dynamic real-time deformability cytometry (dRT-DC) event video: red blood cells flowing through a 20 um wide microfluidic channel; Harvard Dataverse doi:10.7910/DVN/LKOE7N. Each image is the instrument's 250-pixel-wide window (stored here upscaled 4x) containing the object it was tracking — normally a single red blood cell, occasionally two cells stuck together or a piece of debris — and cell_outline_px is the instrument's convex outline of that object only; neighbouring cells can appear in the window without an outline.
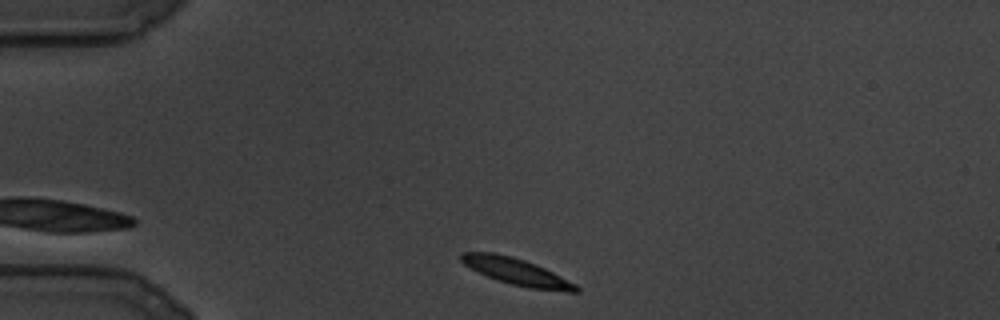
{"species": "common noctule bat (a hibernating species)", "species_latin": "Nyctalus noctula", "temperature_condition": "cold", "stored_images_in_passage": 62, "camera_frame_rate_fps": 3000, "um_per_image_px": 0.085, "animal": {"sex": "male", "body_mass_g": 19.5, "forearm_length_mm": 54.6}, "frame": {"image": 1, "passage_image": 1, "time_ms": 0.0, "image_size_px": [1000, 320], "cell_outline_px": [[580, 292], [568, 292], [528, 288], [512, 284], [488, 276], [464, 264], [460, 260], [460, 252], [496, 252], [512, 256], [536, 264], [576, 284], [580, 288]], "centroid_in_image_um": [43.93, 23.08], "position_along_channel_um": 41.1, "area_um2": 17.69}}
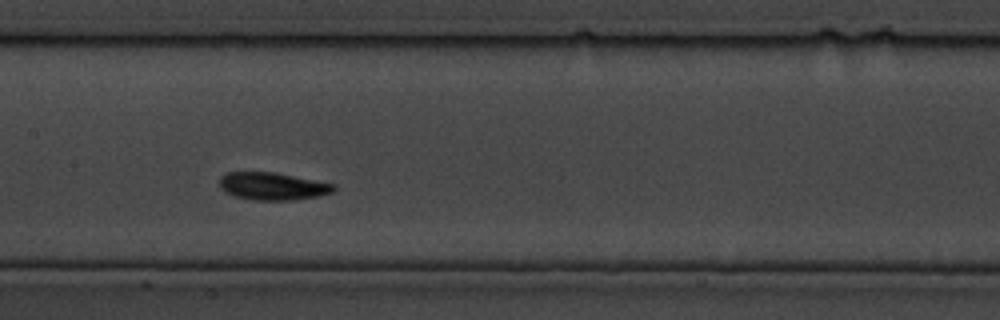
{"frame": {"image": 2, "passage_image": 32, "time_ms": 10.333, "image_size_px": [1000, 320], "cell_outline_px": [[336, 188], [332, 192], [316, 196], [292, 200], [252, 200], [236, 196], [224, 192], [220, 188], [220, 176], [228, 172], [272, 172], [332, 184]], "centroid_in_image_um": [23.09, 15.83], "position_along_channel_um": 184.3, "area_um2": 17.98}}
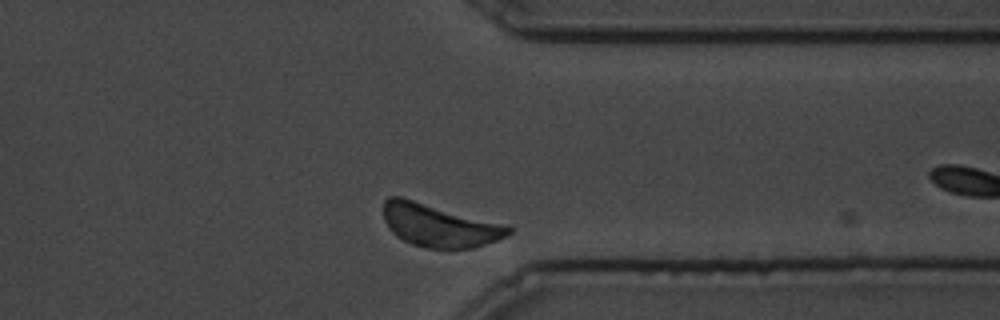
{"frame": {"image": 3, "passage_image": 57, "time_ms": 18.667, "image_size_px": [1000, 320], "cell_outline_px": [[516, 228], [508, 236], [472, 248], [428, 248], [412, 244], [396, 236], [388, 228], [384, 220], [384, 200], [388, 196], [400, 196], [508, 224]], "centroid_in_image_um": [37.38, 19.14], "position_along_channel_um": 374.0, "area_um2": 31.62}}